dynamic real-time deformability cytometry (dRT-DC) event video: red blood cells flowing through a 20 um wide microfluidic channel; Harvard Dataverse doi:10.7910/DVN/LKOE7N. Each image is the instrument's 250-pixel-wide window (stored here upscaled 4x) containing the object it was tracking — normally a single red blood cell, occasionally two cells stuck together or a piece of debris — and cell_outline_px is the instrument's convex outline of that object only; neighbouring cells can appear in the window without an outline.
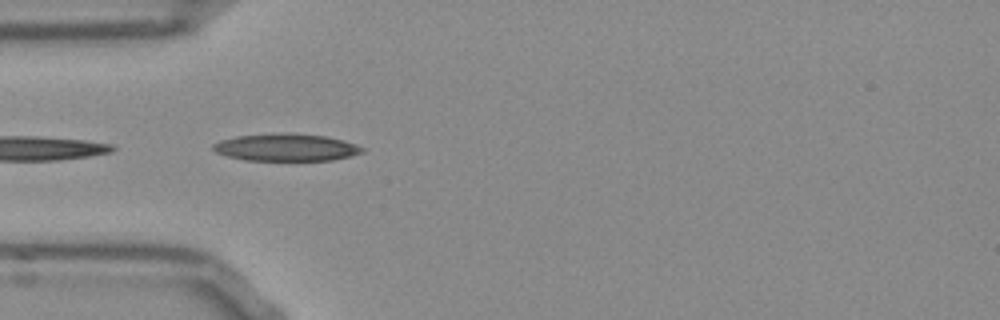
{"species": "Egyptian fruit bat (a non-hibernating species)", "species_latin": "Rousettus aegyptiacus", "temperature_condition": "room temperature", "stored_images_in_passage": 4, "camera_frame_rate_fps": 3000, "um_per_image_px": 0.085, "frame": {"image": 1, "passage_image": 2, "time_ms": 0.333, "image_size_px": [1000, 320], "cell_outline_px": [[364, 152], [352, 156], [332, 160], [244, 160], [228, 156], [216, 152], [212, 148], [212, 144], [220, 140], [236, 136], [272, 132], [296, 132], [324, 136], [344, 140], [356, 144], [364, 148]], "centroid_in_image_um": [24.33, 12.5], "position_along_channel_um": 60.7, "area_um2": 24.16}}